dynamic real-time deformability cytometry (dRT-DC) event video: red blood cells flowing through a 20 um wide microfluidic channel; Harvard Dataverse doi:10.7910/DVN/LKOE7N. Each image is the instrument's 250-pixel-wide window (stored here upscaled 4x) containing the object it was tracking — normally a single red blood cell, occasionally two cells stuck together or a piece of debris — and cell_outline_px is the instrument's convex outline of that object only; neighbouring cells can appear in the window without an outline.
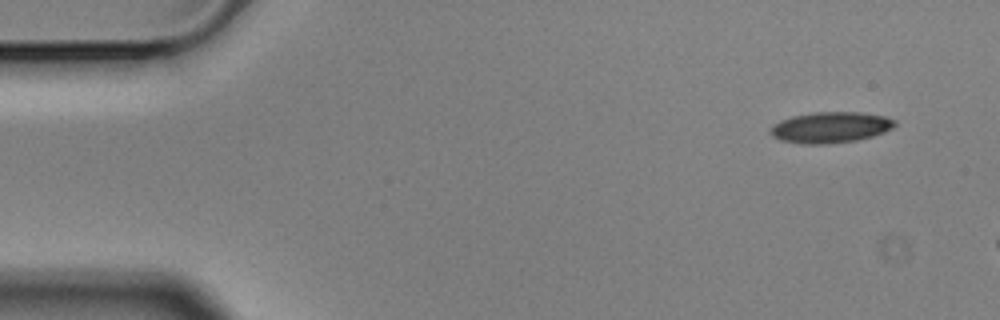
{"species": "Egyptian fruit bat (a non-hibernating species)", "species_latin": "Rousettus aegyptiacus", "temperature_condition": "cold", "stored_images_in_passage": 3, "camera_frame_rate_fps": 3000, "um_per_image_px": 0.085, "animal": {"sex": "male"}, "frame": {"image": 1, "passage_image": 1, "time_ms": 0.0, "image_size_px": [1000, 320], "cell_outline_px": [[896, 124], [892, 128], [884, 132], [872, 136], [856, 140], [828, 144], [800, 144], [780, 140], [772, 136], [768, 132], [780, 120], [792, 116], [812, 112], [860, 112], [884, 116], [896, 120]], "centroid_in_image_um": [70.58, 10.83], "position_along_channel_um": 14.4, "area_um2": 22.48}}